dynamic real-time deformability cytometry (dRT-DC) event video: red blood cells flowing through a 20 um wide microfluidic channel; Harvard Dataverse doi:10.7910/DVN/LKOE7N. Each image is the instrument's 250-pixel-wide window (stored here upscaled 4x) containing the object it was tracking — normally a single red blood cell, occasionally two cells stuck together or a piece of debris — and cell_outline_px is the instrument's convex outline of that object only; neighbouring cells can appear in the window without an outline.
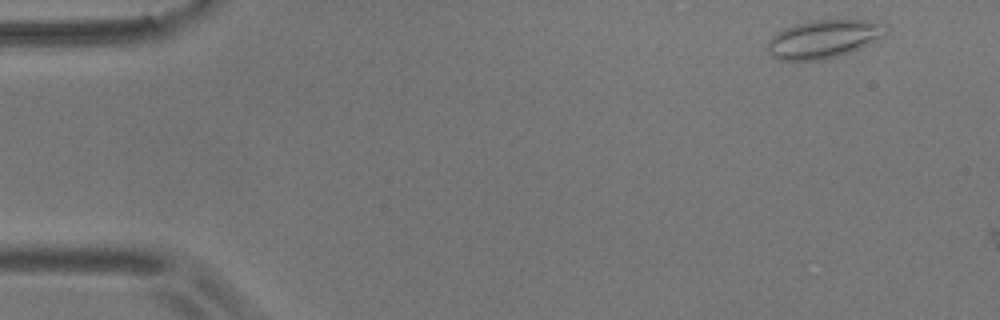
{"species": "common noctule bat (a hibernating species)", "species_latin": "Nyctalus noctula", "temperature_condition": "room temperature", "stored_images_in_passage": 3, "camera_frame_rate_fps": 3000, "um_per_image_px": 0.085, "animal": {"sex": "male", "body_mass_g": 17.9}, "frame": {"image": 1, "passage_image": 2, "time_ms": 0.333, "image_size_px": [1000, 320], "cell_outline_px": [[888, 32], [884, 36], [860, 48], [836, 56], [820, 60], [780, 60], [772, 56], [768, 52], [768, 40], [776, 32], [784, 28], [796, 24], [812, 20], [868, 20], [888, 24]], "centroid_in_image_um": [70.03, 3.3], "position_along_channel_um": 15.0, "area_um2": 26.36}}